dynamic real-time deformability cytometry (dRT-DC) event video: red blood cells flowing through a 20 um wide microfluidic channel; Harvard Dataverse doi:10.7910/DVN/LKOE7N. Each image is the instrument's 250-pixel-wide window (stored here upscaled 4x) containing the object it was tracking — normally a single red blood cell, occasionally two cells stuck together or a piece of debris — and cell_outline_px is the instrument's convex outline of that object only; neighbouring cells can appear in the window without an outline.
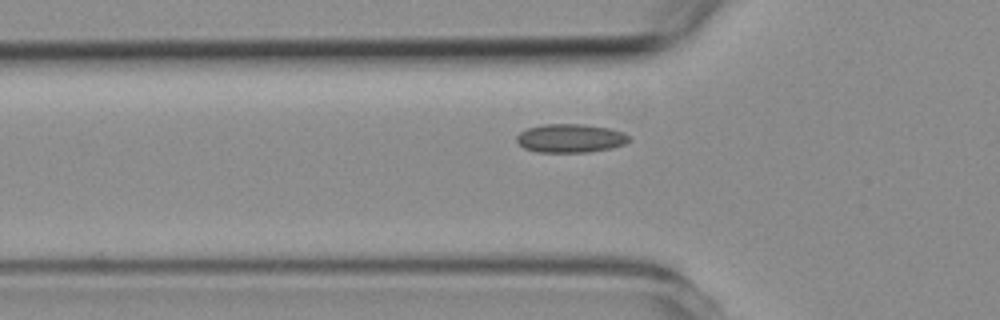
{"species": "common noctule bat (a hibernating species)", "species_latin": "Nyctalus noctula", "temperature_condition": "room temperature", "stored_images_in_passage": 6, "segment_of_instrument_passage": [2, 2], "camera_frame_rate_fps": 3000, "um_per_image_px": 0.085, "animal": {"sex": "female", "body_mass_g": 19.3, "forearm_length_mm": 54.1}, "frame": {"image": 1, "passage_image": 6, "time_ms": 6.667, "image_size_px": [1000, 320], "cell_outline_px": [[632, 140], [624, 144], [612, 148], [588, 152], [540, 152], [524, 148], [516, 140], [516, 136], [520, 132], [528, 128], [544, 124], [584, 124], [612, 128], [624, 132]], "centroid_in_image_um": [48.52, 11.74], "position_along_channel_um": 77.3, "area_um2": 18.84}}